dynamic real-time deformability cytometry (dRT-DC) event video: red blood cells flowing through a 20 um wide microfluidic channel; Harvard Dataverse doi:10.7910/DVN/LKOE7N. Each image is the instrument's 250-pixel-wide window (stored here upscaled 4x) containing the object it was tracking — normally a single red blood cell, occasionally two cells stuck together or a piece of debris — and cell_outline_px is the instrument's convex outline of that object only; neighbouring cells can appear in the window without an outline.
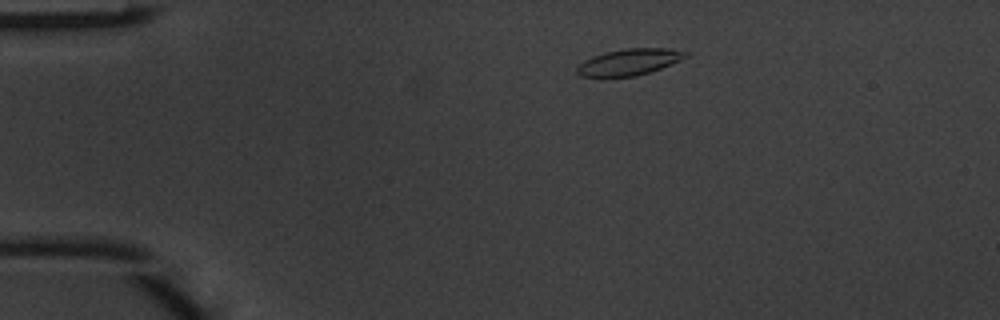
{"species": "common noctule bat (a hibernating species)", "species_latin": "Nyctalus noctula", "temperature_condition": "warm", "stored_images_in_passage": 5, "camera_frame_rate_fps": 3000, "um_per_image_px": 0.085, "animal": {"sex": "male", "body_mass_g": 20.1, "forearm_length_mm": 53.5}, "frame": {"image": 1, "passage_image": 2, "time_ms": 0.333, "image_size_px": [1000, 320], "cell_outline_px": [[688, 56], [680, 60], [660, 68], [636, 76], [580, 76], [576, 72], [576, 68], [584, 60], [592, 56], [604, 52], [628, 48], [668, 48], [688, 52]], "centroid_in_image_um": [53.47, 5.25], "position_along_channel_um": 31.5, "area_um2": 16.47}}
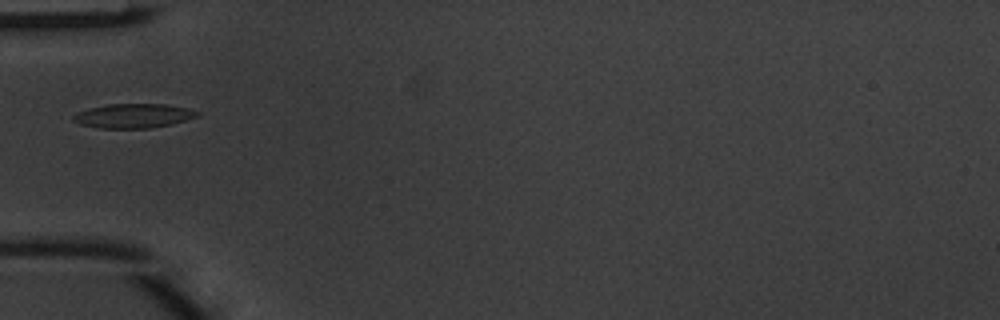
{"frame": {"image": 2, "passage_image": 4, "time_ms": 1.0, "image_size_px": [1000, 320], "cell_outline_px": [[200, 116], [172, 124], [148, 128], [96, 128], [80, 124], [72, 120], [72, 116], [76, 112], [88, 108], [108, 104], [168, 104], [200, 112]], "centroid_in_image_um": [11.31, 9.84], "position_along_channel_um": 73.7, "area_um2": 17.63}}